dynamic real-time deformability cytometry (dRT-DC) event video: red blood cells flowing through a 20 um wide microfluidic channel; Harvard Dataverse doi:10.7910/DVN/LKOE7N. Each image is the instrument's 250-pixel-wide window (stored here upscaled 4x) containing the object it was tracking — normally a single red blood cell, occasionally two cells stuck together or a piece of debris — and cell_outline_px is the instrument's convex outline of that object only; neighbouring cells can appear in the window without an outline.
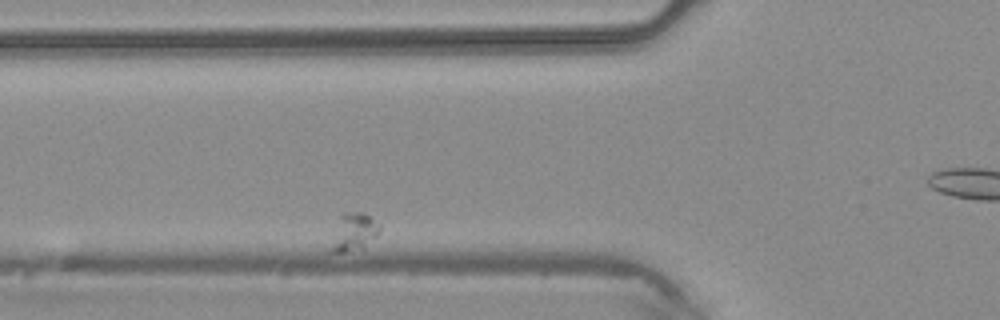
{"species": "common noctule bat (a hibernating species)", "species_latin": "Nyctalus noctula", "temperature_condition": "warm", "stored_images_in_passage": 4, "camera_frame_rate_fps": 3000, "um_per_image_px": 0.085, "animal": {"sex": "male", "body_mass_g": 20.4}, "frame": {"image": 1, "passage_image": 3, "time_ms": 0.667, "image_size_px": [1000, 320], "cell_outline_px": [[380, 232], [364, 248], [344, 252], [332, 252], [332, 248], [340, 212], [364, 212], [380, 224]], "centroid_in_image_um": [30.13, 19.69], "position_along_channel_um": 95.7, "area_um2": 10.46}}